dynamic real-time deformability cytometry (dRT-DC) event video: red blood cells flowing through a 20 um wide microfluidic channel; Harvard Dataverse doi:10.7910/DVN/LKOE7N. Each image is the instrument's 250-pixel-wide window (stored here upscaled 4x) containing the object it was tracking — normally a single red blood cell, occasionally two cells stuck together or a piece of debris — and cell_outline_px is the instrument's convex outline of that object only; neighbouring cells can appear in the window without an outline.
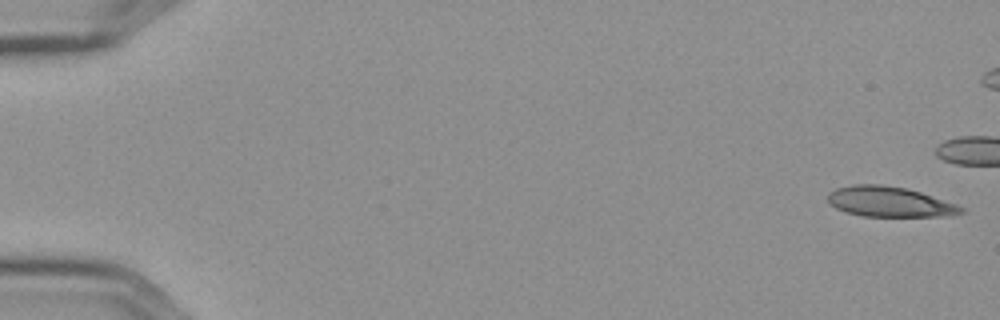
{"species": "Egyptian fruit bat (a non-hibernating species)", "species_latin": "Rousettus aegyptiacus", "temperature_condition": "cold", "stored_images_in_passage": 46, "camera_frame_rate_fps": 3000, "um_per_image_px": 0.085, "frame": {"image": 1, "passage_image": 1, "time_ms": 0.0, "image_size_px": [1000, 320], "cell_outline_px": [[964, 212], [948, 216], [864, 216], [848, 212], [836, 208], [828, 204], [828, 192], [836, 188], [852, 184], [880, 184], [904, 188], [920, 192], [956, 204], [964, 208]], "centroid_in_image_um": [75.58, 17.14], "position_along_channel_um": 9.4, "area_um2": 23.35}}
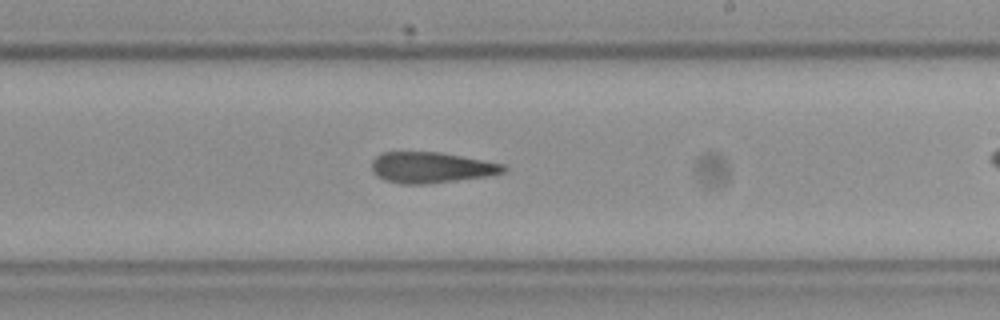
{"frame": {"image": 2, "passage_image": 34, "time_ms": 11.0, "image_size_px": [1000, 320], "cell_outline_px": [[508, 168], [504, 172], [484, 176], [428, 184], [404, 184], [384, 180], [372, 172], [372, 160], [380, 152], [440, 152], [504, 164]], "centroid_in_image_um": [36.61, 14.23], "position_along_channel_um": 252.4, "area_um2": 23.58}}
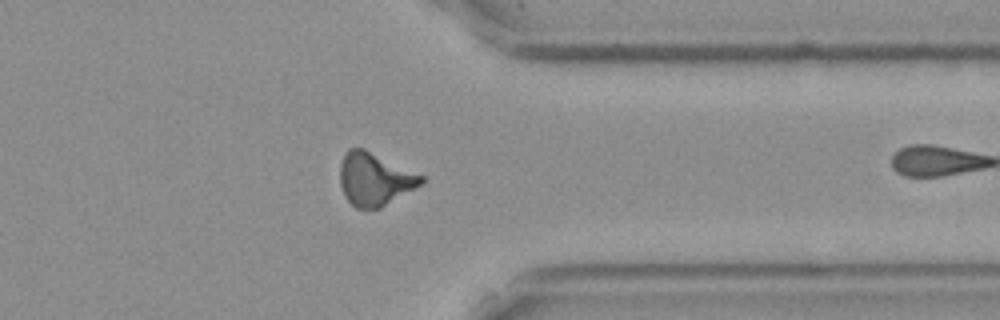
{"frame": {"image": 3, "passage_image": 45, "time_ms": 14.667, "image_size_px": [1000, 320], "cell_outline_px": [[424, 180], [420, 184], [380, 208], [356, 208], [344, 196], [340, 184], [340, 164], [348, 148], [364, 148], [424, 176]], "centroid_in_image_um": [31.81, 15.21], "position_along_channel_um": 379.6, "area_um2": 24.62}}